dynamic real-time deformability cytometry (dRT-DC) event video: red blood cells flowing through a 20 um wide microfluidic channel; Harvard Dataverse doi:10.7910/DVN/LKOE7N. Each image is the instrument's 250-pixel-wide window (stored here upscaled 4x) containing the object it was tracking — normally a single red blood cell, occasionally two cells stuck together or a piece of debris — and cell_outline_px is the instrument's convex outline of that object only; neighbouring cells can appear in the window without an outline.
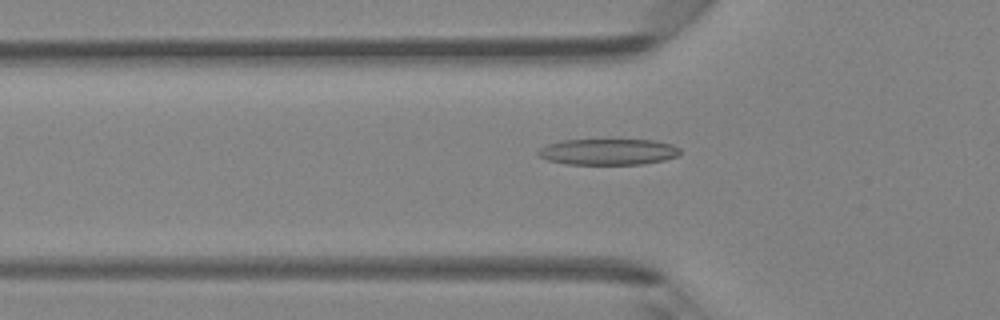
{"species": "Egyptian fruit bat (a non-hibernating species)", "species_latin": "Rousettus aegyptiacus", "temperature_condition": "room temperature", "stored_images_in_passage": 47, "camera_frame_rate_fps": 3000, "um_per_image_px": 0.085, "animal": {"sex": "female"}, "frame": {"image": 1, "passage_image": 16, "time_ms": 5.0, "image_size_px": [1000, 320], "cell_outline_px": [[680, 152], [676, 156], [664, 160], [640, 164], [564, 164], [548, 160], [540, 156], [536, 152], [540, 148], [548, 144], [560, 140], [656, 140], [672, 144], [680, 148]], "centroid_in_image_um": [51.68, 12.9], "position_along_channel_um": 74.1, "area_um2": 21.56}}
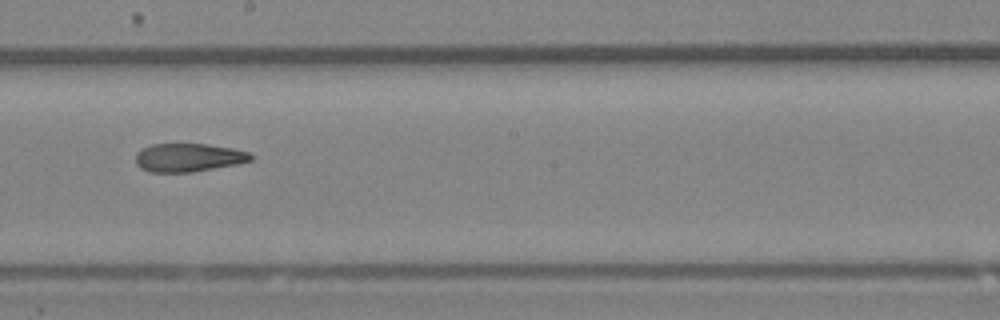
{"frame": {"image": 2, "passage_image": 27, "time_ms": 8.667, "image_size_px": [1000, 320], "cell_outline_px": [[252, 160], [236, 164], [192, 172], [148, 172], [140, 168], [136, 164], [136, 152], [152, 144], [208, 144], [232, 148], [248, 152], [252, 156]], "centroid_in_image_um": [15.99, 13.39], "position_along_channel_um": 232.2, "area_um2": 18.96}}
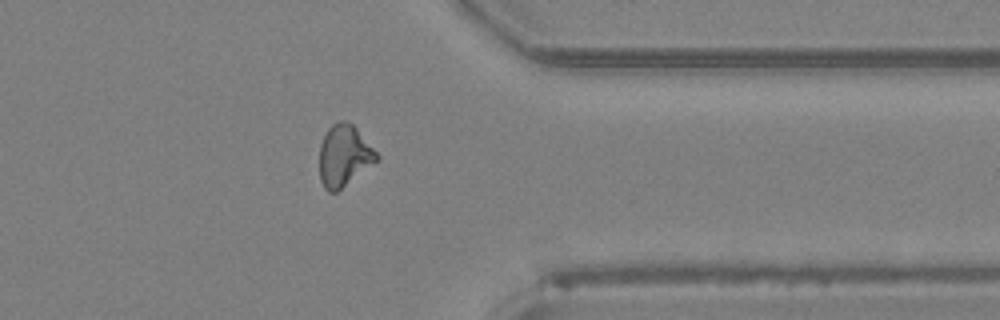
{"frame": {"image": 3, "passage_image": 38, "time_ms": 12.333, "image_size_px": [1000, 320], "cell_outline_px": [[380, 160], [336, 192], [328, 192], [324, 188], [320, 180], [320, 144], [328, 128], [332, 124], [340, 120], [348, 120], [356, 128], [380, 156]], "centroid_in_image_um": [29.26, 13.24], "position_along_channel_um": 382.1, "area_um2": 20.58}, "authors_computed_cell_mechanics": {"area_um2": 20.5768, "velocity_mm_per_s": 4.3139, "shape_relaxation_time_tau1_ms": null, "shape_relaxation_time_tau2_ms": 3.3814, "deformation_change_tau1": null, "deformation_change_tau2": 0.1277}}